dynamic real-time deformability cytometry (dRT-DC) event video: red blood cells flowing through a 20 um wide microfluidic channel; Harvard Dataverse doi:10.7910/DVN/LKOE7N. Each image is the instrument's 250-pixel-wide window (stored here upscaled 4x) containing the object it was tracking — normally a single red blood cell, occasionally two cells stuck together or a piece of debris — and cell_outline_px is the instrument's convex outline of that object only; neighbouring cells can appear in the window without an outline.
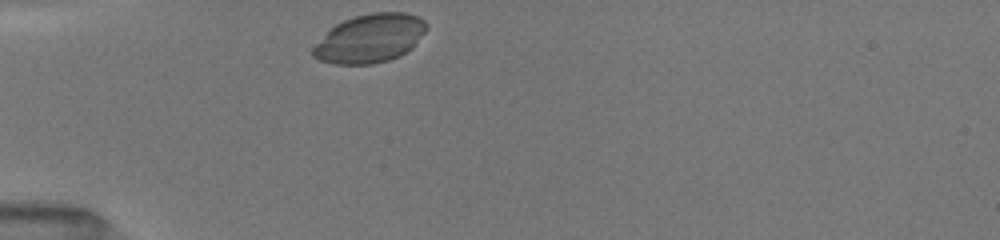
{"species": "common noctule bat (a hibernating species)", "species_latin": "Nyctalus noctula", "temperature_condition": "room temperature", "stored_images_in_passage": 5, "camera_frame_rate_fps": 3000, "um_per_image_px": 0.085, "animal": {"sex": "female", "body_mass_g": 19.5, "forearm_length_mm": 54.1}, "frame": {"image": 1, "passage_image": 1, "time_ms": 0.0, "image_size_px": [1000, 240], "cell_outline_px": [[428, 28], [412, 48], [400, 56], [388, 60], [372, 64], [336, 64], [320, 60], [312, 56], [312, 48], [336, 24], [344, 20], [356, 16], [372, 12], [404, 12], [416, 16], [424, 20], [428, 24]], "centroid_in_image_um": [31.48, 3.26], "position_along_channel_um": 53.5, "area_um2": 31.91}}